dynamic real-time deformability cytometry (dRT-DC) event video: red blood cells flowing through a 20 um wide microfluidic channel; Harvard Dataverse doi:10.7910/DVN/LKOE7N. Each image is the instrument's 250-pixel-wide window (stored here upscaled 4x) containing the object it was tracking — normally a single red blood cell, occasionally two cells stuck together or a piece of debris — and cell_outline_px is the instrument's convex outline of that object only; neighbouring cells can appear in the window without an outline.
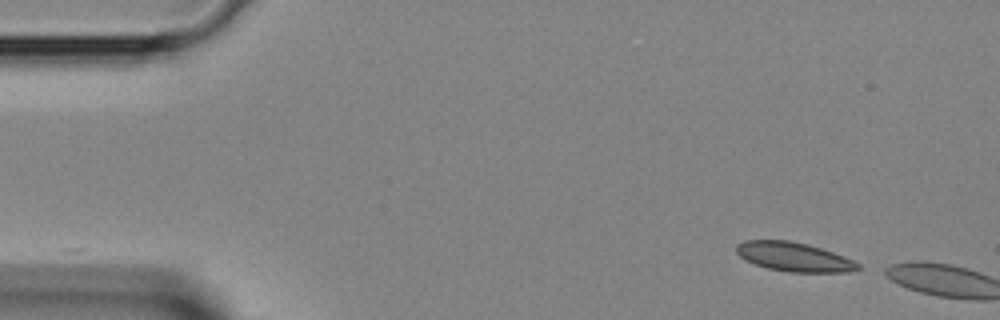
{"species": "Egyptian fruit bat (a non-hibernating species)", "species_latin": "Rousettus aegyptiacus", "temperature_condition": "room temperature", "stored_images_in_passage": 2, "camera_frame_rate_fps": 3000, "um_per_image_px": 0.085, "animal": {"sex": "female"}, "frame": {"image": 1, "passage_image": 1, "time_ms": 0.0, "image_size_px": [1000, 320], "cell_outline_px": [[860, 268], [856, 272], [788, 272], [768, 268], [744, 260], [736, 252], [736, 244], [744, 240], [788, 240], [808, 244], [832, 252], [852, 260], [860, 264]], "centroid_in_image_um": [67.47, 21.83], "position_along_channel_um": 17.5, "area_um2": 20.63}}